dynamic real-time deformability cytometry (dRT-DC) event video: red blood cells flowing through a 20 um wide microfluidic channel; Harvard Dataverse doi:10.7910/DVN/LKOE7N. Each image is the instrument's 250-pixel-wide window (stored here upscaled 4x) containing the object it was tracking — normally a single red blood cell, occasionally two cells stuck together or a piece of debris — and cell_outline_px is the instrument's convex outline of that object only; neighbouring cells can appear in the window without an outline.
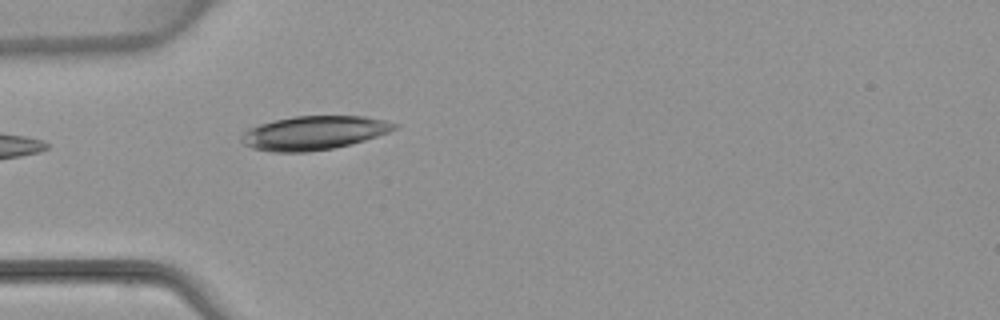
{"species": "common noctule bat (a hibernating species)", "species_latin": "Nyctalus noctula", "temperature_condition": "warm", "stored_images_in_passage": 4, "camera_frame_rate_fps": 3000, "um_per_image_px": 0.085, "animal": {"sex": "female", "body_mass_g": 22.7, "forearm_length_mm": 54.2}, "frame": {"image": 1, "passage_image": 4, "time_ms": 3.667, "image_size_px": [1000, 320], "cell_outline_px": [[400, 124], [396, 128], [388, 132], [364, 140], [332, 148], [308, 152], [272, 152], [252, 148], [244, 144], [240, 140], [240, 136], [248, 128], [260, 124], [292, 116], [364, 116], [384, 120]], "centroid_in_image_um": [26.65, 11.29], "position_along_channel_um": 58.4, "area_um2": 30.0}}